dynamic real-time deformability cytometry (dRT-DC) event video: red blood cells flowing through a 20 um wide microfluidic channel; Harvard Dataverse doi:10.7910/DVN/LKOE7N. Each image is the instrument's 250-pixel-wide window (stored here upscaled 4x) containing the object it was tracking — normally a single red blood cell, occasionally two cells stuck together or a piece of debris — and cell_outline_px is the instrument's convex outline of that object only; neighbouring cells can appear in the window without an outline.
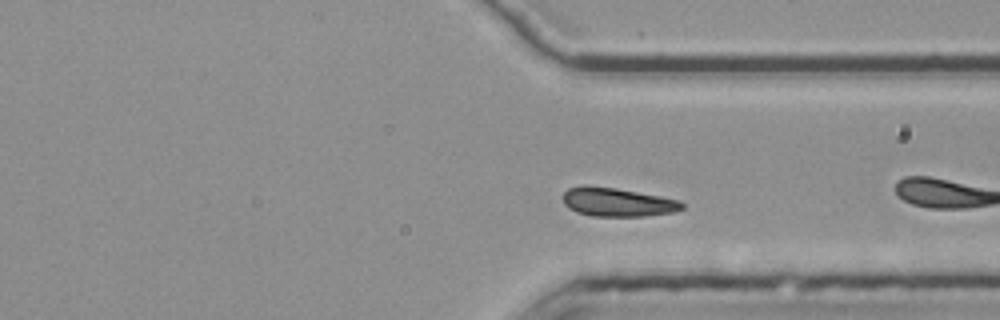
{"species": "common noctule bat (a hibernating species)", "species_latin": "Nyctalus noctula", "temperature_condition": "room temperature", "stored_images_in_passage": 33, "camera_frame_rate_fps": 3000, "um_per_image_px": 0.085, "animal": {"sex": "female", "body_mass_g": 25.1}, "frame": {"image": 1, "passage_image": 24, "time_ms": 7.667, "image_size_px": [1000, 320], "cell_outline_px": [[684, 208], [676, 212], [644, 216], [592, 216], [576, 212], [568, 208], [564, 204], [564, 192], [568, 188], [616, 188], [660, 196], [680, 200], [684, 204]], "centroid_in_image_um": [52.57, 17.22], "position_along_channel_um": 358.8, "area_um2": 19.42}, "authors_computed_cell_mechanics": {"area_um2": 19.9988, "velocity_mm_per_s": 3.7129, "shape_relaxation_time_tau1_ms": 3.2914, "shape_relaxation_time_tau2_ms": 5.0761, "deformation_change_tau1": 0.0681, "deformation_change_tau2": 0.0816}}